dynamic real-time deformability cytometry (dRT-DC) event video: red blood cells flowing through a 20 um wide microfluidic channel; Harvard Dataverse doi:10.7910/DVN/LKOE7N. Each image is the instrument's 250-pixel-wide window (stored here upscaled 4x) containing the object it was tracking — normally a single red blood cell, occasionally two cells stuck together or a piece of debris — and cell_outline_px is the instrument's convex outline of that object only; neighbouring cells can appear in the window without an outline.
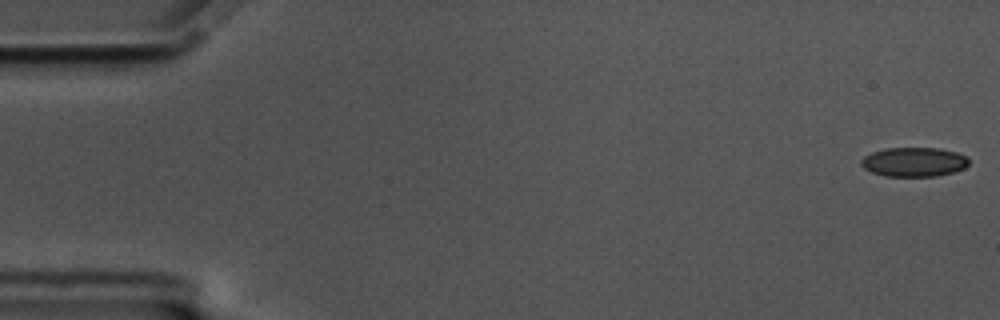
{"species": "common noctule bat (a hibernating species)", "species_latin": "Nyctalus noctula", "temperature_condition": "cold", "stored_images_in_passage": 58, "camera_frame_rate_fps": 3000, "um_per_image_px": 0.085, "animal": {"sex": "male", "body_mass_g": 17.5, "forearm_length_mm": 52.3}, "frame": {"image": 1, "passage_image": 1, "time_ms": 0.0, "image_size_px": [1000, 320], "cell_outline_px": [[968, 164], [964, 168], [952, 172], [936, 176], [884, 176], [872, 172], [864, 168], [860, 164], [860, 160], [864, 156], [872, 152], [884, 148], [940, 148], [956, 152], [968, 156]], "centroid_in_image_um": [77.67, 13.76], "position_along_channel_um": 7.3, "area_um2": 18.44}}
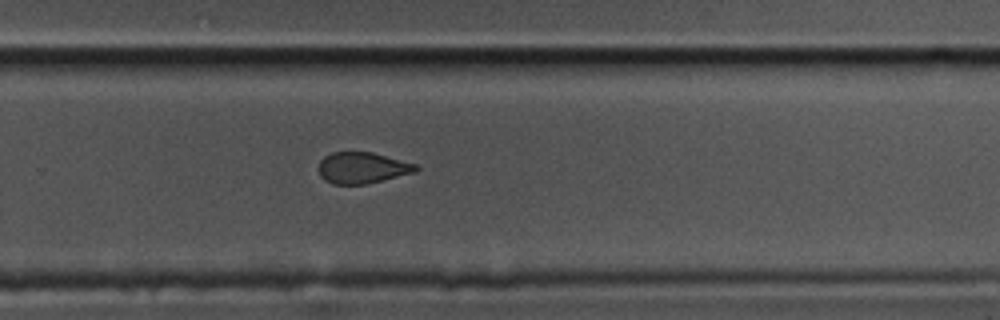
{"frame": {"image": 2, "passage_image": 38, "time_ms": 12.333, "image_size_px": [1000, 320], "cell_outline_px": [[420, 168], [416, 172], [368, 184], [332, 184], [324, 180], [320, 176], [320, 160], [324, 156], [332, 152], [372, 152], [416, 164]], "centroid_in_image_um": [30.81, 14.27], "position_along_channel_um": 299.0, "area_um2": 17.74}}
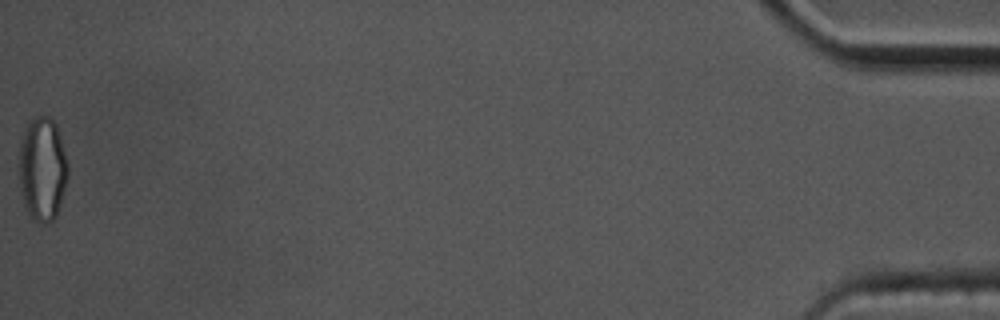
{"frame": {"image": 3, "passage_image": 58, "time_ms": 19.0, "image_size_px": [1000, 320], "cell_outline_px": [[68, 176], [60, 204], [56, 216], [48, 224], [40, 224], [32, 220], [24, 208], [20, 188], [20, 140], [24, 128], [28, 120], [36, 116], [48, 116], [56, 124], [60, 136], [68, 164]], "centroid_in_image_um": [3.59, 14.38], "position_along_channel_um": 431.6, "area_um2": 29.94}, "authors_computed_cell_mechanics": {"area_um2": 19.0162, "velocity_mm_per_s": 3.4907, "shape_relaxation_time_tau1_ms": 6.7093, "shape_relaxation_time_tau2_ms": 3.3221, "deformation_change_tau1": 0.1306, "deformation_change_tau2": 0.0707}}